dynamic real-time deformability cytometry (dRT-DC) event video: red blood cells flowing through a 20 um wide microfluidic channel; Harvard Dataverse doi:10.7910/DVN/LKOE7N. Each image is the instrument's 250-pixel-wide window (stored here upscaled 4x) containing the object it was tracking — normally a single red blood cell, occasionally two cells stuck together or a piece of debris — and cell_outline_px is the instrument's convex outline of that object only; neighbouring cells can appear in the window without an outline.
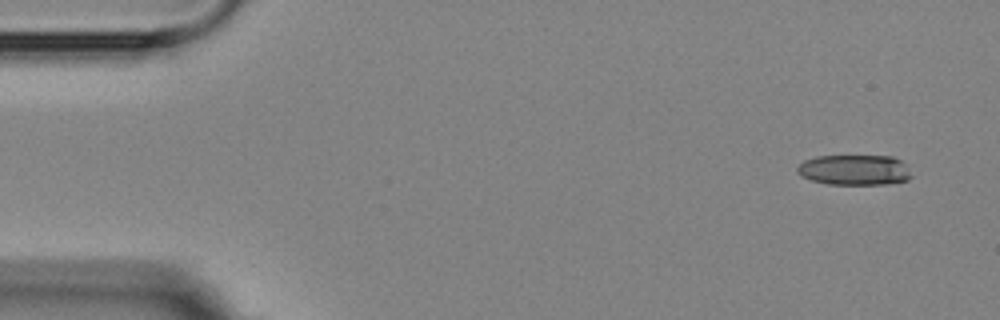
{"species": "Egyptian fruit bat (a non-hibernating species)", "species_latin": "Rousettus aegyptiacus", "temperature_condition": "room temperature", "stored_images_in_passage": 6, "segment_of_instrument_passage": [2, 2], "camera_frame_rate_fps": 3000, "um_per_image_px": 0.085, "animal": {"sex": "female"}, "frame": {"image": 1, "passage_image": 6, "time_ms": 6.0, "image_size_px": [1000, 320], "cell_outline_px": [[912, 176], [908, 180], [888, 184], [828, 184], [812, 180], [800, 176], [796, 172], [796, 168], [804, 160], [816, 156], [892, 156], [908, 164]], "centroid_in_image_um": [72.65, 14.44], "position_along_channel_um": 12.3, "area_um2": 20.46}}